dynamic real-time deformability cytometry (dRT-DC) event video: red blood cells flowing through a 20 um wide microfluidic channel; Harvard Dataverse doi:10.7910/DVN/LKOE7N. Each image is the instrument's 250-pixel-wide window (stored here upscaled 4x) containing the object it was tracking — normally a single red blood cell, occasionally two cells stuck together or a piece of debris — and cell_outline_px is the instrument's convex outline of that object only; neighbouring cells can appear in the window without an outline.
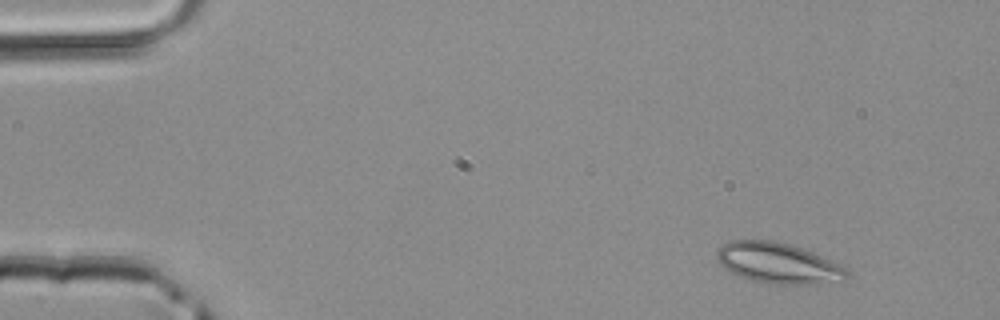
{"species": "common noctule bat (a hibernating species)", "species_latin": "Nyctalus noctula", "temperature_condition": "room temperature", "stored_images_in_passage": 3, "camera_frame_rate_fps": 3000, "um_per_image_px": 0.085, "animal": {"sex": "male", "body_mass_g": 20.4}, "frame": {"image": 1, "passage_image": 1, "time_ms": 0.0, "image_size_px": [1000, 320], "cell_outline_px": [[848, 280], [804, 284], [764, 284], [740, 276], [724, 268], [720, 264], [716, 256], [716, 252], [724, 244], [732, 240], [772, 240], [788, 244], [812, 252], [840, 264], [848, 272]], "centroid_in_image_um": [66.13, 22.37], "position_along_channel_um": 18.9, "area_um2": 30.58}}